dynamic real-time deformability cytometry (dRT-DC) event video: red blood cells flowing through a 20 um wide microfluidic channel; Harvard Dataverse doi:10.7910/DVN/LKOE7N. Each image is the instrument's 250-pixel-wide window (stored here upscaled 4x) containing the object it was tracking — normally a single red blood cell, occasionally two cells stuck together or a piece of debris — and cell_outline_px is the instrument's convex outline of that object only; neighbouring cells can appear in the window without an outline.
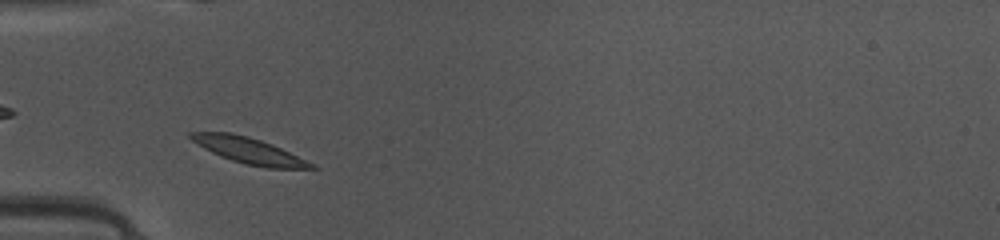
{"species": "common noctule bat (a hibernating species)", "species_latin": "Nyctalus noctula", "temperature_condition": "warm", "stored_images_in_passage": 31, "camera_frame_rate_fps": 3000, "um_per_image_px": 0.085, "animal": {"sex": "female", "body_mass_g": 10.0, "forearm_length_mm": 53.1}, "frame": {"image": 1, "passage_image": 3, "time_ms": 0.667, "image_size_px": [1000, 240], "cell_outline_px": [[320, 168], [268, 168], [244, 164], [220, 156], [204, 148], [192, 140], [188, 136], [188, 132], [232, 132], [248, 136], [272, 144], [316, 164]], "centroid_in_image_um": [21.18, 12.8], "position_along_channel_um": 63.8, "area_um2": 18.21}}
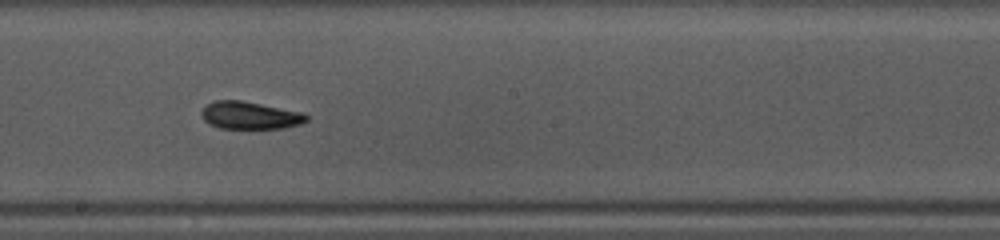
{"frame": {"image": 2, "passage_image": 15, "time_ms": 4.667, "image_size_px": [1000, 240], "cell_outline_px": [[308, 120], [300, 124], [284, 128], [220, 128], [208, 124], [200, 116], [200, 112], [204, 104], [212, 100], [240, 100], [304, 112], [308, 116]], "centroid_in_image_um": [21.2, 9.79], "position_along_channel_um": 227.0, "area_um2": 17.11}}
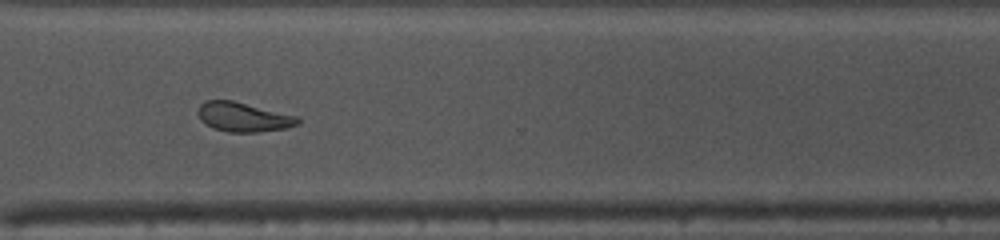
{"frame": {"image": 3, "passage_image": 24, "time_ms": 7.667, "image_size_px": [1000, 240], "cell_outline_px": [[300, 124], [284, 128], [256, 132], [228, 132], [216, 128], [200, 120], [200, 104], [204, 100], [232, 100], [300, 116]], "centroid_in_image_um": [20.75, 9.93], "position_along_channel_um": 349.8, "area_um2": 16.94}, "authors_computed_cell_mechanics": {"area_um2": 17.4556, "velocity_mm_per_s": 4.1035, "shape_relaxation_time_tau1_ms": 2.438, "shape_relaxation_time_tau2_ms": 3.9013, "deformation_change_tau1": 0.1169, "deformation_change_tau2": 0.0767}}